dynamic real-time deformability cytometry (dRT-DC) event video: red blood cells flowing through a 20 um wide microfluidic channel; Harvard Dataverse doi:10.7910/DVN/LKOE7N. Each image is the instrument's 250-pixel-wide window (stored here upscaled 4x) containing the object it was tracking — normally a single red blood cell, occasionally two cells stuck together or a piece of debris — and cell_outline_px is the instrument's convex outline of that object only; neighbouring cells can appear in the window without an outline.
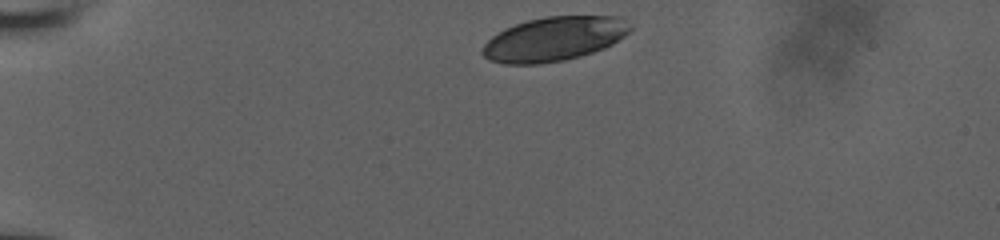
{"species": "human", "species_latin": "Homo sapiens", "temperature_condition": "room temperature", "stored_images_in_passage": 9, "camera_frame_rate_fps": 3000, "um_per_image_px": 0.085, "donor": {"sex": "male"}, "frame": {"image": 1, "passage_image": 1, "time_ms": 0.0, "image_size_px": [1000, 240], "cell_outline_px": [[632, 28], [624, 36], [612, 44], [604, 48], [580, 56], [564, 60], [540, 64], [504, 64], [488, 60], [480, 52], [484, 44], [492, 36], [504, 28], [528, 20], [544, 16], [620, 16], [632, 24]], "centroid_in_image_um": [47.09, 3.3], "position_along_channel_um": 37.9, "area_um2": 38.26}}
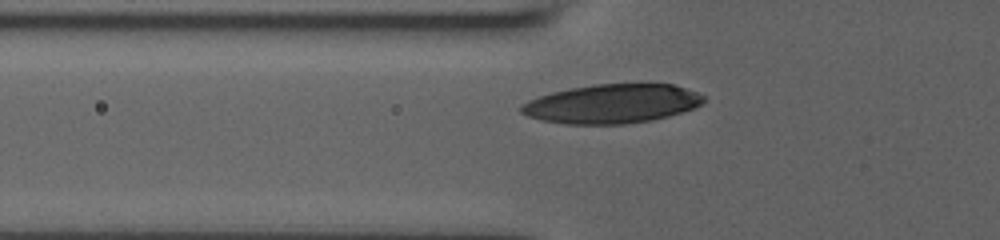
{"frame": {"image": 2, "passage_image": 6, "time_ms": 2.667, "image_size_px": [1000, 240], "cell_outline_px": [[708, 96], [700, 104], [692, 108], [668, 116], [652, 120], [624, 124], [564, 124], [544, 120], [528, 116], [520, 112], [520, 108], [528, 100], [552, 92], [592, 84], [672, 84]], "centroid_in_image_um": [52.02, 8.82], "position_along_channel_um": 73.8, "area_um2": 41.21}}
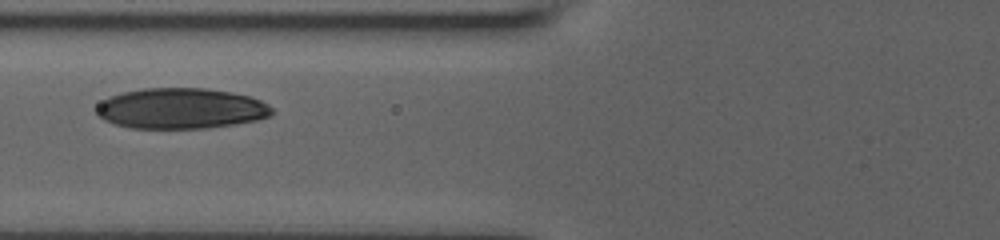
{"frame": {"image": 3, "passage_image": 8, "time_ms": 3.667, "image_size_px": [1000, 240], "cell_outline_px": [[272, 116], [256, 120], [236, 124], [204, 128], [132, 128], [116, 124], [104, 120], [96, 116], [96, 108], [104, 100], [112, 96], [124, 92], [144, 88], [208, 88], [232, 92], [248, 96], [260, 100], [268, 104], [272, 108]], "centroid_in_image_um": [15.4, 9.22], "position_along_channel_um": 110.4, "area_um2": 41.5}}